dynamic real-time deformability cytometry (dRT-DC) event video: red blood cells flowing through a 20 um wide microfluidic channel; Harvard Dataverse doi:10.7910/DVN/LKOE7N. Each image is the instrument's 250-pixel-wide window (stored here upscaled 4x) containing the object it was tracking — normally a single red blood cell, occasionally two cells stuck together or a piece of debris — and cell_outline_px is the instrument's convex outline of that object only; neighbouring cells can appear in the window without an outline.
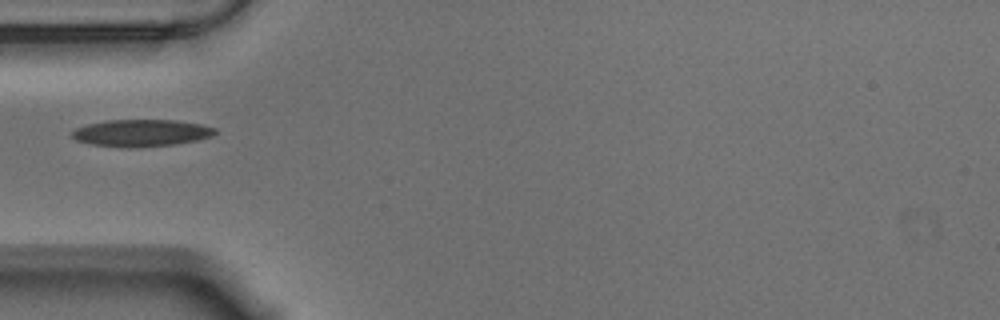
{"species": "Egyptian fruit bat (a non-hibernating species)", "species_latin": "Rousettus aegyptiacus", "temperature_condition": "warm", "stored_images_in_passage": 38, "camera_frame_rate_fps": 3000, "um_per_image_px": 0.085, "animal": {"sex": "male"}, "frame": {"image": 1, "passage_image": 1, "time_ms": 0.0, "image_size_px": [1000, 320], "cell_outline_px": [[216, 132], [212, 136], [196, 140], [176, 144], [136, 148], [120, 148], [92, 144], [76, 140], [72, 136], [72, 132], [76, 128], [88, 124], [108, 120], [176, 120], [200, 124], [216, 128]], "centroid_in_image_um": [12.01, 11.31], "position_along_channel_um": 73.0, "area_um2": 22.6}}
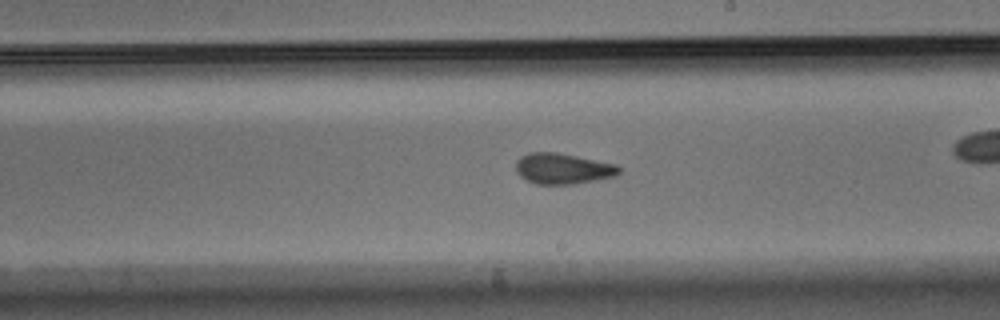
{"frame": {"image": 2, "passage_image": 12, "time_ms": 3.667, "image_size_px": [1000, 320], "cell_outline_px": [[620, 172], [616, 176], [596, 180], [572, 184], [536, 184], [520, 176], [516, 172], [516, 160], [520, 156], [528, 152], [556, 152], [616, 164], [620, 168]], "centroid_in_image_um": [47.82, 14.33], "position_along_channel_um": 241.2, "area_um2": 18.5}}
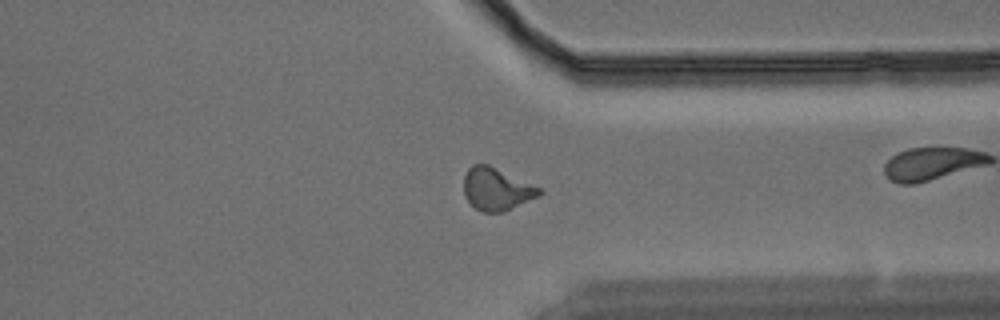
{"frame": {"image": 3, "passage_image": 23, "time_ms": 7.333, "image_size_px": [1000, 320], "cell_outline_px": [[544, 192], [540, 196], [504, 212], [484, 212], [476, 208], [464, 196], [464, 176], [468, 168], [472, 164], [488, 164], [544, 188]], "centroid_in_image_um": [42.26, 16.06], "position_along_channel_um": 369.1, "area_um2": 19.02}}